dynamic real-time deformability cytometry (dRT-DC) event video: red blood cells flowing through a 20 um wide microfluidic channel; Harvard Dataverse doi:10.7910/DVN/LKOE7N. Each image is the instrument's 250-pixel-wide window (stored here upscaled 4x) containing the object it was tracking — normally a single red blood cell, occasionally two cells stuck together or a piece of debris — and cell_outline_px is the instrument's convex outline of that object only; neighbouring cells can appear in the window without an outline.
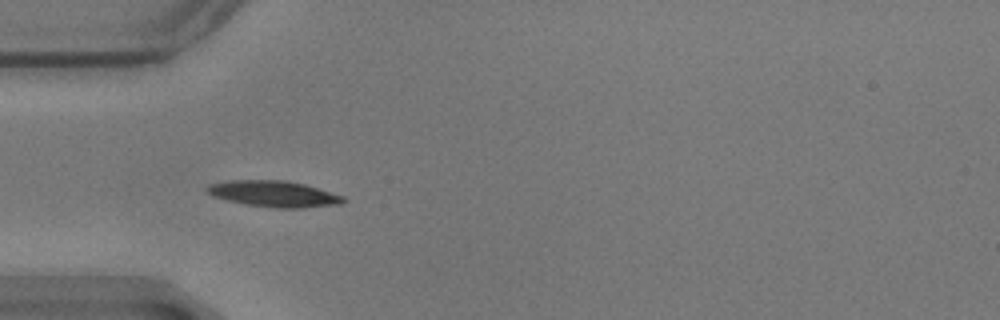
{"species": "common noctule bat (a hibernating species)", "species_latin": "Nyctalus noctula", "temperature_condition": "warm", "stored_images_in_passage": 37, "camera_frame_rate_fps": 3000, "um_per_image_px": 0.085, "animal": {"sex": "male", "body_mass_g": 17.9}, "frame": {"image": 1, "passage_image": 1, "time_ms": 0.0, "image_size_px": [1000, 320], "cell_outline_px": [[348, 200], [344, 204], [304, 208], [276, 208], [248, 204], [228, 200], [212, 196], [204, 188], [208, 184], [228, 180], [288, 180], [304, 184], [344, 196]], "centroid_in_image_um": [23.31, 16.47], "position_along_channel_um": 61.7, "area_um2": 20.92}}
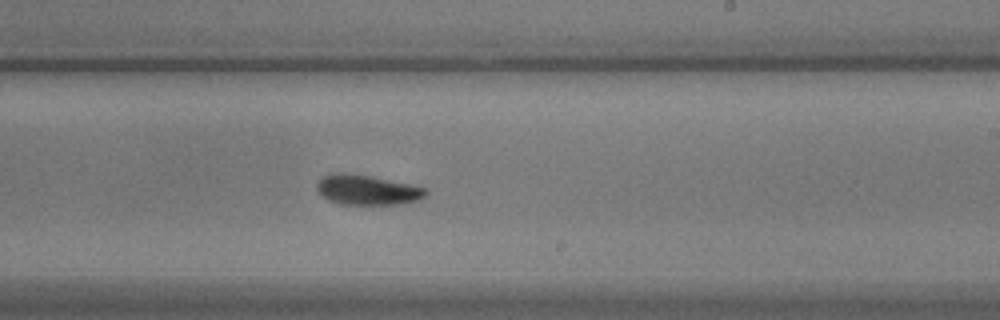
{"frame": {"image": 2, "passage_image": 18, "time_ms": 5.667, "image_size_px": [1000, 320], "cell_outline_px": [[428, 192], [420, 200], [404, 204], [340, 204], [328, 200], [316, 192], [316, 184], [324, 176], [332, 172], [344, 172], [372, 176], [428, 188]], "centroid_in_image_um": [31.2, 16.14], "position_along_channel_um": 257.8, "area_um2": 19.31}}
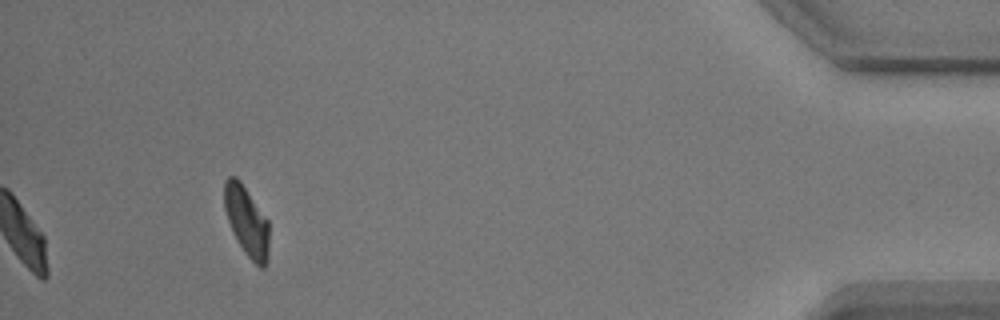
{"frame": {"image": 3, "passage_image": 37, "time_ms": 12.0, "image_size_px": [1000, 320], "cell_outline_px": [[268, 260], [264, 268], [260, 268], [244, 252], [236, 240], [232, 232], [224, 208], [224, 180], [228, 176], [236, 176], [240, 180], [268, 220]], "centroid_in_image_um": [20.95, 18.79], "position_along_channel_um": 414.3, "area_um2": 18.26}, "authors_computed_cell_mechanics": {"area_um2": 19.363, "velocity_mm_per_s": 3.4902, "shape_relaxation_time_tau1_ms": 3.5613, "shape_relaxation_time_tau2_ms": 4.6092, "deformation_change_tau1": 0.1499, "deformation_change_tau2": 0.102}}